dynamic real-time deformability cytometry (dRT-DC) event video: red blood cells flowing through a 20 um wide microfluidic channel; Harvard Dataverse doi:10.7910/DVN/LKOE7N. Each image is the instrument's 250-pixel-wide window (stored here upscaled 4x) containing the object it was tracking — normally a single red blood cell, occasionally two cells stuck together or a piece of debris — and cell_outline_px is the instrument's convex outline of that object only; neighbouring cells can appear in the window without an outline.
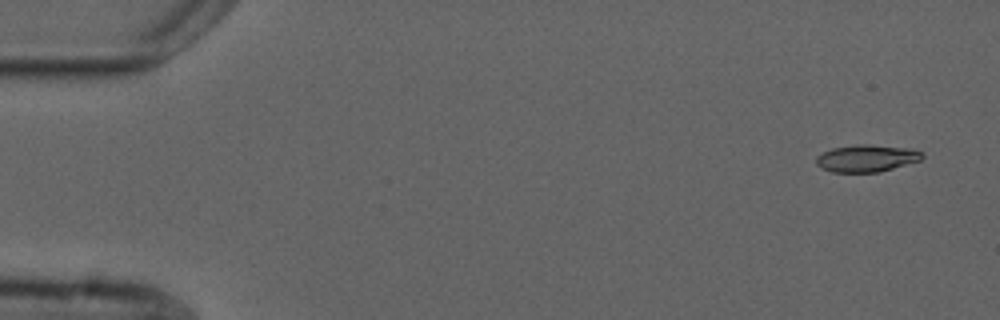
{"species": "common noctule bat (a hibernating species)", "species_latin": "Nyctalus noctula", "temperature_condition": "cold", "stored_images_in_passage": 5, "camera_frame_rate_fps": 3000, "um_per_image_px": 0.085, "animal": {"sex": "male", "forearm_length_mm": 52.5}, "frame": {"image": 1, "passage_image": 1, "time_ms": 0.0, "image_size_px": [1000, 320], "cell_outline_px": [[924, 156], [920, 160], [880, 172], [832, 172], [820, 168], [816, 164], [816, 156], [832, 148], [856, 144], [868, 144], [912, 148], [924, 152]], "centroid_in_image_um": [73.67, 13.44], "position_along_channel_um": 11.3, "area_um2": 16.94}}
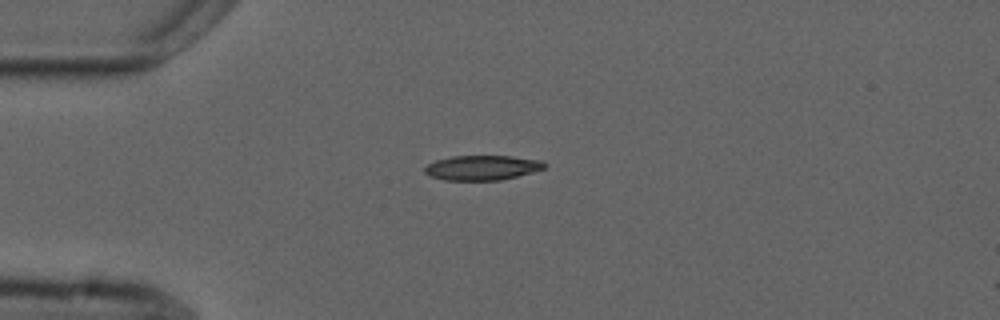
{"frame": {"image": 2, "passage_image": 4, "time_ms": 3.667, "image_size_px": [1000, 320], "cell_outline_px": [[548, 164], [544, 168], [532, 172], [500, 180], [444, 180], [432, 176], [424, 172], [424, 168], [428, 164], [436, 160], [452, 156], [512, 156], [544, 160]], "centroid_in_image_um": [41.02, 14.24], "position_along_channel_um": 44.0, "area_um2": 17.28}}